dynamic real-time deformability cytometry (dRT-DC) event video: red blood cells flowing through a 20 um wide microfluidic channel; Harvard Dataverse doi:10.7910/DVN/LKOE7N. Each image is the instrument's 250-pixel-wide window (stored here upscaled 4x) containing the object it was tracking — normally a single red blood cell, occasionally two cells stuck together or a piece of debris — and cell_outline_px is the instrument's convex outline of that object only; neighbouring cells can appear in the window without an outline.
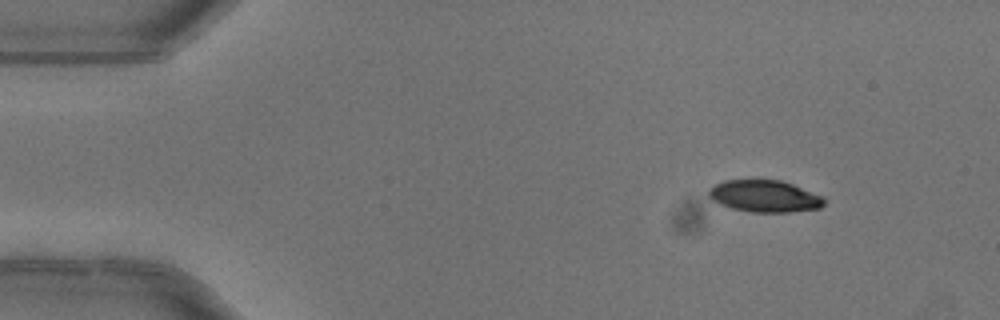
{"species": "common noctule bat (a hibernating species)", "species_latin": "Nyctalus noctula", "temperature_condition": "warm", "stored_images_in_passage": 5, "camera_frame_rate_fps": 3000, "um_per_image_px": 0.085, "animal": {"sex": "female"}, "frame": {"image": 1, "passage_image": 1, "time_ms": 0.0, "image_size_px": [1000, 320], "cell_outline_px": [[824, 204], [820, 208], [788, 212], [752, 212], [732, 208], [720, 204], [712, 200], [708, 196], [708, 188], [724, 180], [780, 180], [792, 184], [824, 196]], "centroid_in_image_um": [64.98, 16.67], "position_along_channel_um": 20.0, "area_um2": 21.44}}
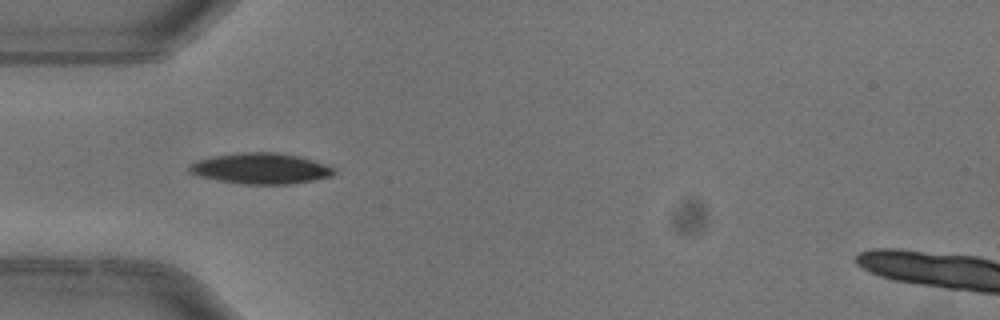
{"frame": {"image": 2, "passage_image": 4, "time_ms": 1.0, "image_size_px": [1000, 320], "cell_outline_px": [[336, 172], [332, 176], [292, 184], [244, 184], [216, 180], [200, 176], [188, 172], [188, 164], [196, 160], [216, 156], [244, 152], [276, 152], [300, 156], [336, 168]], "centroid_in_image_um": [22.16, 14.32], "position_along_channel_um": 62.8, "area_um2": 26.01}}